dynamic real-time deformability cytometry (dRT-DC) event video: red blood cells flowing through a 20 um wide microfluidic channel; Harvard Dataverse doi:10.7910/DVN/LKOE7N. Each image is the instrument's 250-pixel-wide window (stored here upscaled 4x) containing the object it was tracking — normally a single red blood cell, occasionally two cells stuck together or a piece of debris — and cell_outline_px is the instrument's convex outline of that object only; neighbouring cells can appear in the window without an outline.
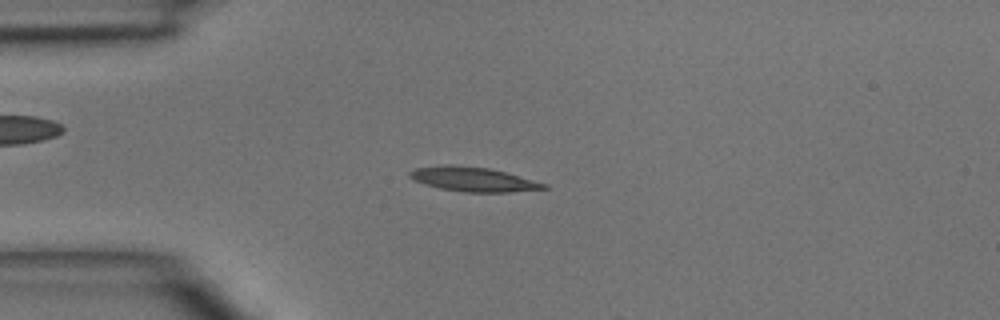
{"species": "common noctule bat (a hibernating species)", "species_latin": "Nyctalus noctula", "temperature_condition": "room temperature", "stored_images_in_passage": 9, "camera_frame_rate_fps": 3000, "um_per_image_px": 0.085, "animal": {"sex": "male", "body_mass_g": 15.6}, "frame": {"image": 1, "passage_image": 6, "time_ms": 1.667, "image_size_px": [1000, 320], "cell_outline_px": [[548, 188], [508, 192], [464, 192], [440, 188], [424, 184], [408, 176], [408, 172], [416, 168], [444, 164], [456, 164], [488, 168], [504, 172], [548, 184]], "centroid_in_image_um": [40.19, 15.23], "position_along_channel_um": 44.8, "area_um2": 18.96}}